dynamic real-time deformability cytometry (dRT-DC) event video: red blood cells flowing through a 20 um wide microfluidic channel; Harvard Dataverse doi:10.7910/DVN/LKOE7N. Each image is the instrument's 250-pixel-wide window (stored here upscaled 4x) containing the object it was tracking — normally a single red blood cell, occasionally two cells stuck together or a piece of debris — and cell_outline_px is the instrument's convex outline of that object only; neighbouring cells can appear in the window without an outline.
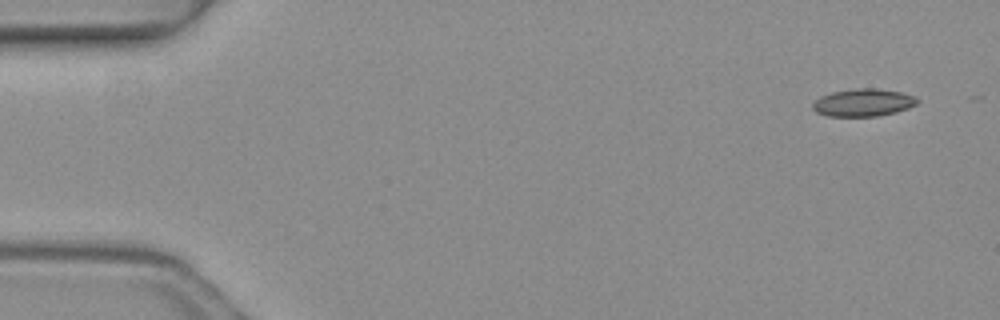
{"species": "common noctule bat (a hibernating species)", "species_latin": "Nyctalus noctula", "temperature_condition": "warm", "stored_images_in_passage": 5, "camera_frame_rate_fps": 3000, "um_per_image_px": 0.085, "animal": {"sex": "female", "body_mass_g": 19.3, "forearm_length_mm": 54.1}, "frame": {"image": 1, "passage_image": 1, "time_ms": 0.0, "image_size_px": [1000, 320], "cell_outline_px": [[920, 100], [916, 104], [908, 108], [896, 112], [876, 116], [828, 116], [816, 112], [812, 108], [812, 104], [820, 96], [832, 92], [856, 88], [872, 88], [900, 92], [916, 96]], "centroid_in_image_um": [73.38, 8.72], "position_along_channel_um": 11.6, "area_um2": 16.76}}
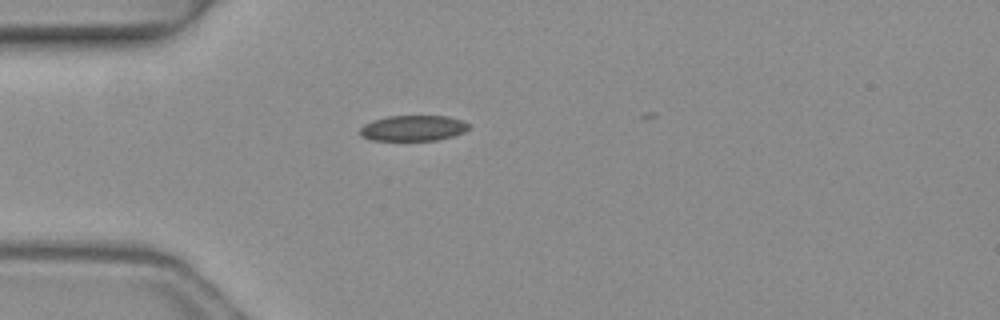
{"frame": {"image": 2, "passage_image": 4, "time_ms": 1.0, "image_size_px": [1000, 320], "cell_outline_px": [[472, 124], [464, 132], [452, 136], [436, 140], [372, 140], [360, 136], [360, 128], [364, 124], [372, 120], [388, 116], [448, 116]], "centroid_in_image_um": [35.11, 10.89], "position_along_channel_um": 49.9, "area_um2": 16.24}}